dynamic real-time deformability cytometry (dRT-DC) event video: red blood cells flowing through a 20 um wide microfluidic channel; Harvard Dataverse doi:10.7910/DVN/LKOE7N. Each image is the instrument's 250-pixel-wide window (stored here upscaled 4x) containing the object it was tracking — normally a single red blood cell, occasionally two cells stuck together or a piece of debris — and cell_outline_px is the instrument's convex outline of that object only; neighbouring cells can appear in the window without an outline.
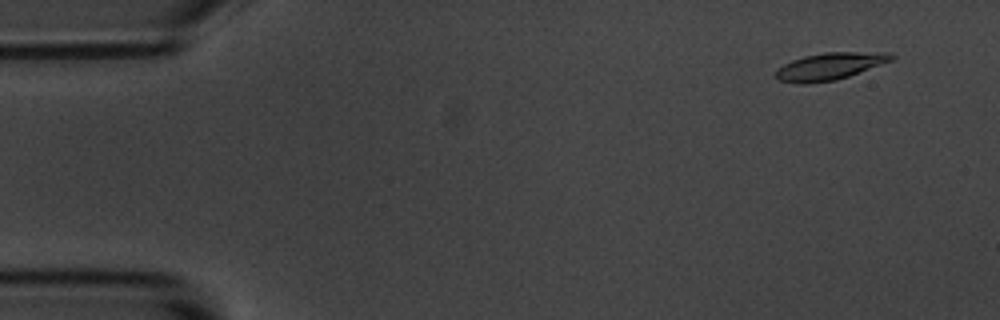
{"species": "common noctule bat (a hibernating species)", "species_latin": "Nyctalus noctula", "temperature_condition": "room temperature", "stored_images_in_passage": 56, "camera_frame_rate_fps": 3000, "um_per_image_px": 0.085, "animal": {"sex": "male", "body_mass_g": 20.1, "forearm_length_mm": 53.5}, "frame": {"image": 1, "passage_image": 4, "time_ms": 1.0, "image_size_px": [1000, 320], "cell_outline_px": [[896, 56], [892, 60], [848, 76], [836, 80], [804, 84], [800, 84], [780, 80], [776, 76], [776, 68], [792, 60], [804, 56], [824, 52], [892, 52]], "centroid_in_image_um": [70.54, 5.62], "position_along_channel_um": 14.5, "area_um2": 18.21}}
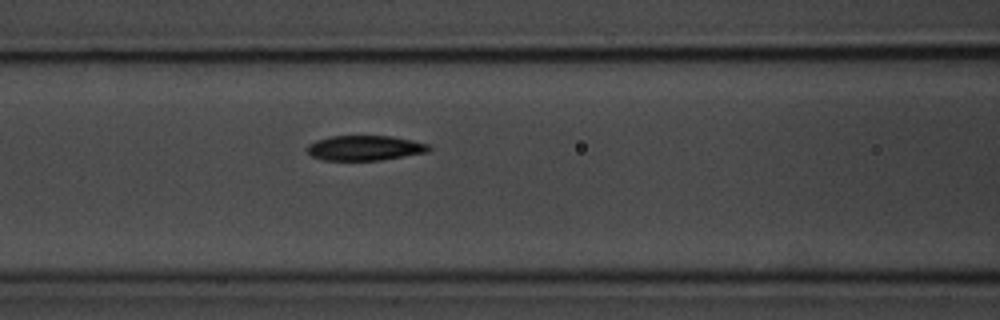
{"frame": {"image": 2, "passage_image": 23, "time_ms": 7.333, "image_size_px": [1000, 320], "cell_outline_px": [[432, 148], [428, 152], [380, 160], [324, 160], [312, 156], [308, 152], [308, 144], [316, 140], [328, 136], [392, 136], [432, 144]], "centroid_in_image_um": [31.05, 12.57], "position_along_channel_um": 135.5, "area_um2": 17.8}}
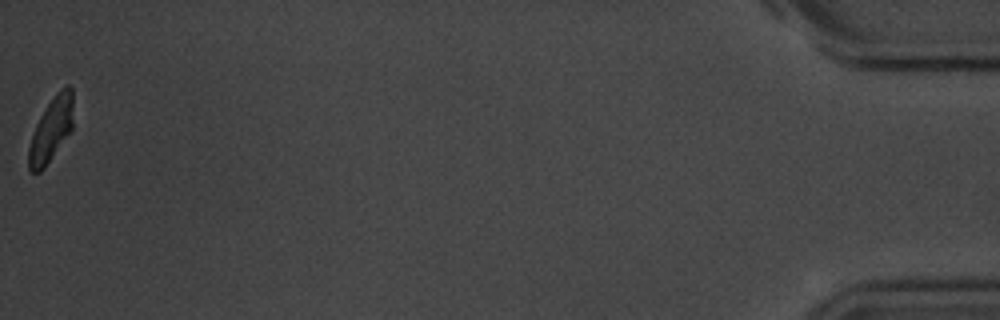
{"frame": {"image": 3, "passage_image": 56, "time_ms": 18.333, "image_size_px": [1000, 320], "cell_outline_px": [[72, 128], [44, 168], [40, 172], [32, 172], [28, 168], [28, 148], [36, 124], [40, 116], [56, 92], [60, 88], [68, 84], [72, 88]], "centroid_in_image_um": [4.33, 11.0], "position_along_channel_um": 430.9, "area_um2": 16.3}, "authors_computed_cell_mechanics": {"area_um2": 18.207, "velocity_mm_per_s": 3.5847, "shape_relaxation_time_tau1_ms": 3.3989, "shape_relaxation_time_tau2_ms": 2.4909, "deformation_change_tau1": 0.1599, "deformation_change_tau2": 0.074}}